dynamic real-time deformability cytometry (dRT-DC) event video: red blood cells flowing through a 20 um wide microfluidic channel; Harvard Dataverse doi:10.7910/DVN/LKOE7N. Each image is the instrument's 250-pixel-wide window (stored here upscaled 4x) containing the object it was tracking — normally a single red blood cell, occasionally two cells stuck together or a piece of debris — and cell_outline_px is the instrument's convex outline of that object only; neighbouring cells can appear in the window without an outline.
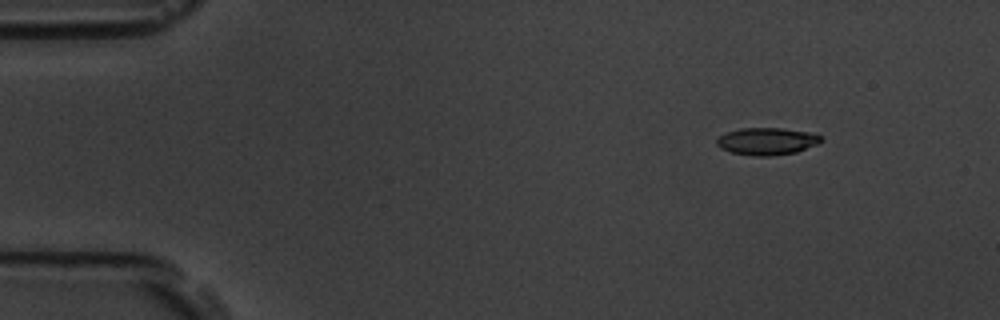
{"species": "common noctule bat (a hibernating species)", "species_latin": "Nyctalus noctula", "temperature_condition": "room temperature", "stored_images_in_passage": 52, "camera_frame_rate_fps": 3000, "um_per_image_px": 0.085, "animal": {"sex": "male", "body_mass_g": 19.5, "forearm_length_mm": 54.6}, "frame": {"image": 1, "passage_image": 1, "time_ms": 0.0, "image_size_px": [1000, 320], "cell_outline_px": [[824, 140], [820, 144], [796, 152], [772, 156], [756, 156], [732, 152], [720, 148], [716, 144], [716, 140], [720, 136], [728, 132], [740, 128], [784, 128], [808, 132], [824, 136]], "centroid_in_image_um": [65.25, 12.01], "position_along_channel_um": 19.7, "area_um2": 16.7}}
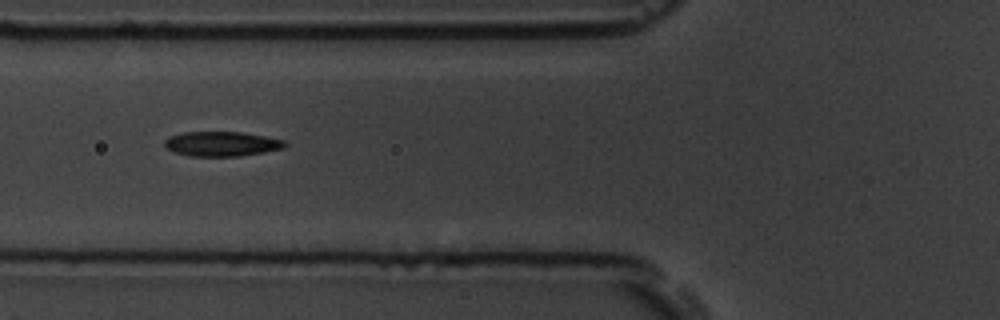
{"frame": {"image": 2, "passage_image": 16, "time_ms": 5.0, "image_size_px": [1000, 320], "cell_outline_px": [[288, 144], [284, 148], [264, 152], [240, 156], [188, 156], [172, 152], [164, 148], [164, 140], [168, 136], [184, 132], [244, 132], [284, 140]], "centroid_in_image_um": [18.8, 12.23], "position_along_channel_um": 107.0, "area_um2": 17.57}}
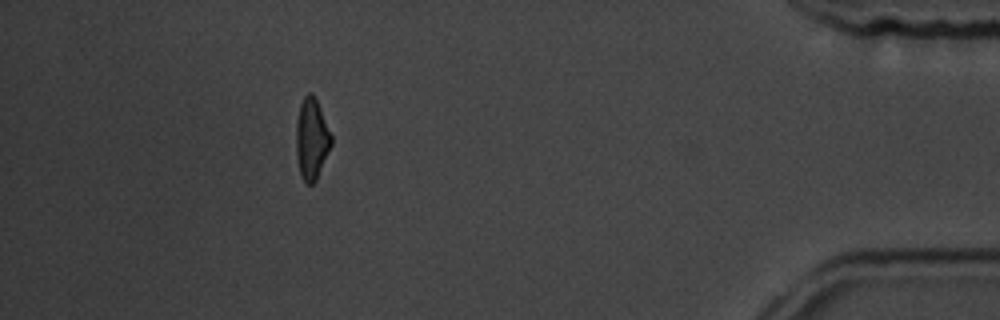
{"frame": {"image": 3, "passage_image": 46, "time_ms": 15.0, "image_size_px": [1000, 320], "cell_outline_px": [[332, 144], [316, 180], [312, 184], [308, 184], [304, 180], [300, 172], [296, 156], [296, 124], [300, 104], [304, 96], [308, 92], [312, 92], [316, 96], [332, 136]], "centroid_in_image_um": [26.49, 11.76], "position_along_channel_um": 408.7, "area_um2": 16.7}, "authors_computed_cell_mechanics": {"area_um2": 16.9354, "velocity_mm_per_s": 3.5677, "shape_relaxation_time_tau1_ms": 3.535, "shape_relaxation_time_tau2_ms": 2.8158, "deformation_change_tau1": 0.1277, "deformation_change_tau2": 0.1043}}